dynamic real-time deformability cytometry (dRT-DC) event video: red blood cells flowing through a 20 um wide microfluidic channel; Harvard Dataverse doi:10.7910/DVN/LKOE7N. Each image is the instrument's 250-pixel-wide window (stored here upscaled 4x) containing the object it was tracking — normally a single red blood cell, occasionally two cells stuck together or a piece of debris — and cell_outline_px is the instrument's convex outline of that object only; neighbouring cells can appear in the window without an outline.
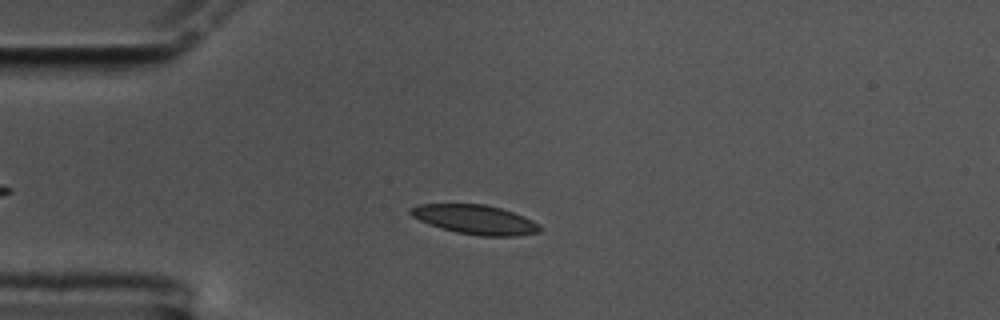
{"species": "common noctule bat (a hibernating species)", "species_latin": "Nyctalus noctula", "temperature_condition": "cold", "stored_images_in_passage": 46, "camera_frame_rate_fps": 3000, "um_per_image_px": 0.085, "animal": {"sex": "male", "body_mass_g": 17.5, "forearm_length_mm": 52.3}, "frame": {"image": 1, "passage_image": 11, "time_ms": 3.333, "image_size_px": [1000, 320], "cell_outline_px": [[540, 232], [516, 236], [480, 236], [456, 232], [440, 228], [428, 224], [412, 216], [408, 212], [408, 208], [416, 204], [484, 204], [500, 208], [524, 216], [540, 224]], "centroid_in_image_um": [40.36, 18.66], "position_along_channel_um": 44.6, "area_um2": 22.2}}
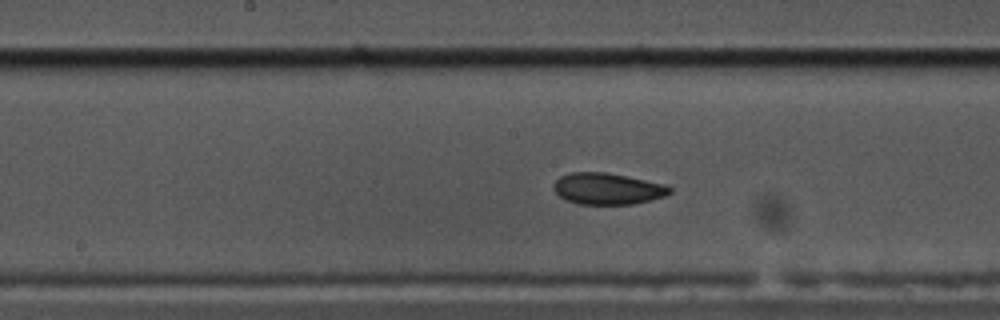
{"frame": {"image": 2, "passage_image": 26, "time_ms": 8.333, "image_size_px": [1000, 320], "cell_outline_px": [[672, 192], [664, 196], [632, 204], [576, 204], [564, 200], [552, 188], [552, 184], [560, 176], [568, 172], [604, 172], [664, 184], [672, 188]], "centroid_in_image_um": [51.57, 16.04], "position_along_channel_um": 196.6, "area_um2": 21.21}}
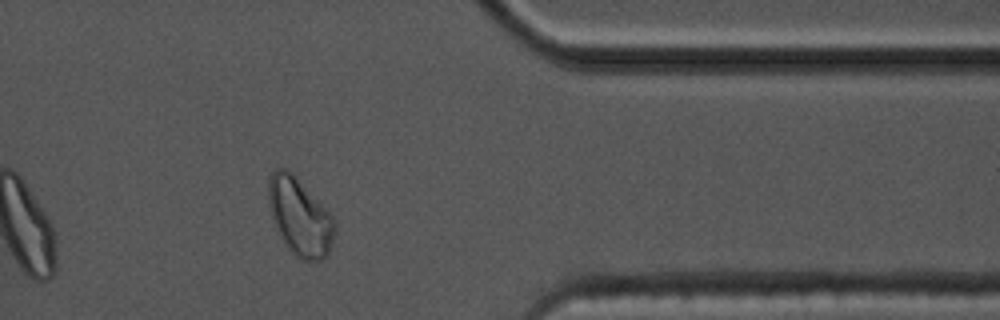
{"frame": {"image": 3, "passage_image": 44, "time_ms": 14.333, "image_size_px": [1000, 320], "cell_outline_px": [[336, 232], [328, 252], [324, 260], [300, 260], [284, 244], [272, 220], [268, 204], [268, 180], [272, 172], [276, 168], [284, 168], [292, 172], [336, 220]], "centroid_in_image_um": [25.47, 18.43], "position_along_channel_um": 385.9, "area_um2": 30.0}, "authors_computed_cell_mechanics": {"area_um2": 21.2415, "velocity_mm_per_s": 3.4128, "shape_relaxation_time_tau1_ms": 6.7026, "shape_relaxation_time_tau2_ms": 2.4769, "deformation_change_tau1": 0.1139, "deformation_change_tau2": 0.0714}}